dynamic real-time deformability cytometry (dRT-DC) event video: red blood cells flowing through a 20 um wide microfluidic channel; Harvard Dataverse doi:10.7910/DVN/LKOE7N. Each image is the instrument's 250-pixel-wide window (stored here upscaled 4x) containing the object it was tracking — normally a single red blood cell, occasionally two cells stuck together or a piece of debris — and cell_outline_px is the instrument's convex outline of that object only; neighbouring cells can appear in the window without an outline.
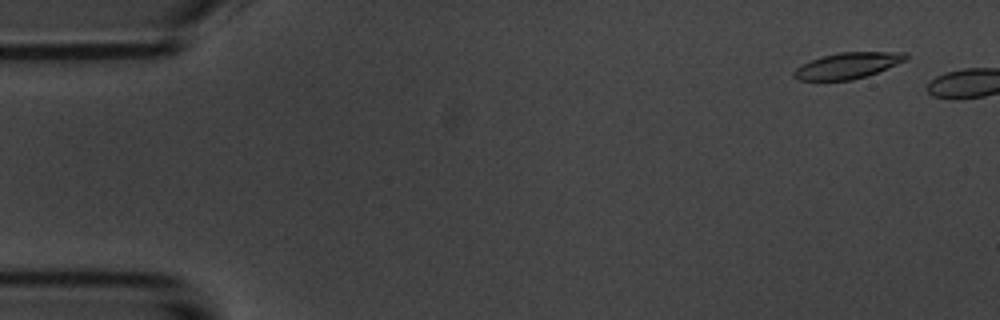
{"species": "common noctule bat (a hibernating species)", "species_latin": "Nyctalus noctula", "temperature_condition": "room temperature", "stored_images_in_passage": 3, "camera_frame_rate_fps": 3000, "um_per_image_px": 0.085, "animal": {"sex": "male", "body_mass_g": 20.1, "forearm_length_mm": 53.5}, "frame": {"image": 1, "passage_image": 2, "time_ms": 1.0, "image_size_px": [1000, 320], "cell_outline_px": [[908, 60], [868, 76], [852, 80], [800, 80], [792, 76], [792, 72], [796, 68], [812, 60], [824, 56], [840, 52], [908, 52]], "centroid_in_image_um": [72.11, 5.57], "position_along_channel_um": 12.9, "area_um2": 16.99}}